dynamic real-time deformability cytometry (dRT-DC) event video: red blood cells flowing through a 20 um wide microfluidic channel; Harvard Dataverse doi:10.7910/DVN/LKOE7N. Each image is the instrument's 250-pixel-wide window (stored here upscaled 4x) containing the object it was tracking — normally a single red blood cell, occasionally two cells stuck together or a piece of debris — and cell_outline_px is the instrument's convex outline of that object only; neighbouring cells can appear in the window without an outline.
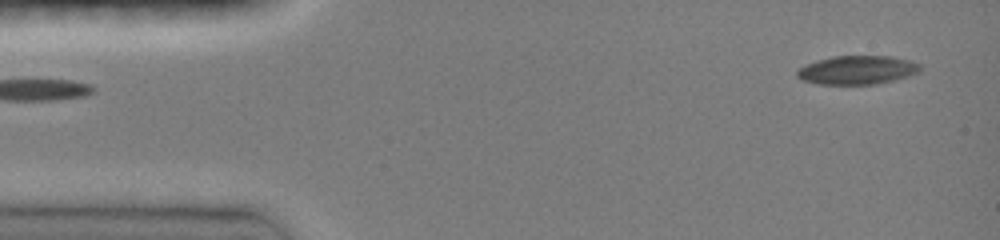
{"species": "common noctule bat (a hibernating species)", "species_latin": "Nyctalus noctula", "temperature_condition": "room temperature", "stored_images_in_passage": 3, "segment_of_instrument_passage": [2, 2], "camera_frame_rate_fps": 3000, "um_per_image_px": 0.085, "animal": {"sex": "female", "body_mass_g": 19.0, "forearm_length_mm": 51.5}, "frame": {"image": 1, "passage_image": 3, "time_ms": 0.667, "image_size_px": [1000, 240], "cell_outline_px": [[920, 72], [908, 76], [892, 80], [872, 84], [820, 84], [804, 80], [796, 76], [796, 72], [804, 64], [816, 60], [832, 56], [892, 56], [908, 60], [920, 64]], "centroid_in_image_um": [72.84, 5.94], "position_along_channel_um": 12.2, "area_um2": 20.46}}